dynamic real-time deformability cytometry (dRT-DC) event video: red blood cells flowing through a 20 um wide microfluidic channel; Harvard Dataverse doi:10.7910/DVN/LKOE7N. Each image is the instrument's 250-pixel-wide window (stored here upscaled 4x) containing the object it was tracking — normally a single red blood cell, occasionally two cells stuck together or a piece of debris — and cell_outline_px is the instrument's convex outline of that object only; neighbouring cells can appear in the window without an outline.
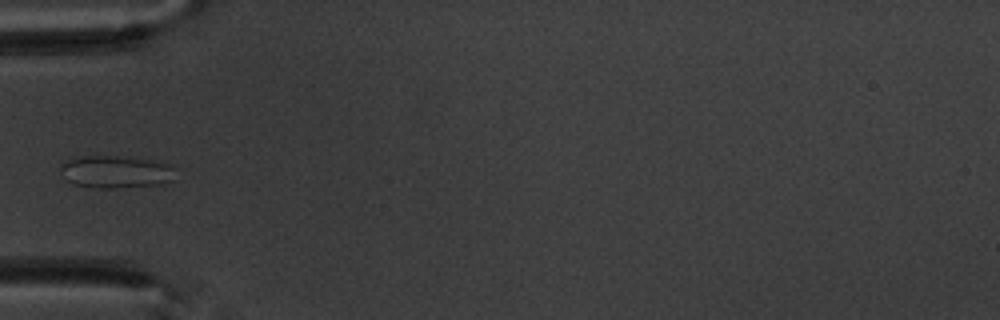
{"species": "common noctule bat (a hibernating species)", "species_latin": "Nyctalus noctula", "temperature_condition": "warm", "stored_images_in_passage": 5, "camera_frame_rate_fps": 3000, "um_per_image_px": 0.085, "animal": {"sex": "male", "body_mass_g": 20.1, "forearm_length_mm": 53.5}, "frame": {"image": 1, "passage_image": 4, "time_ms": 4.667, "image_size_px": [1000, 320], "cell_outline_px": [[172, 180], [160, 184], [112, 188], [100, 188], [72, 184], [60, 172], [60, 168], [68, 160], [84, 156], [132, 156], [152, 160], [164, 164], [172, 168]], "centroid_in_image_um": [9.8, 14.6], "position_along_channel_um": 75.2, "area_um2": 21.33}}
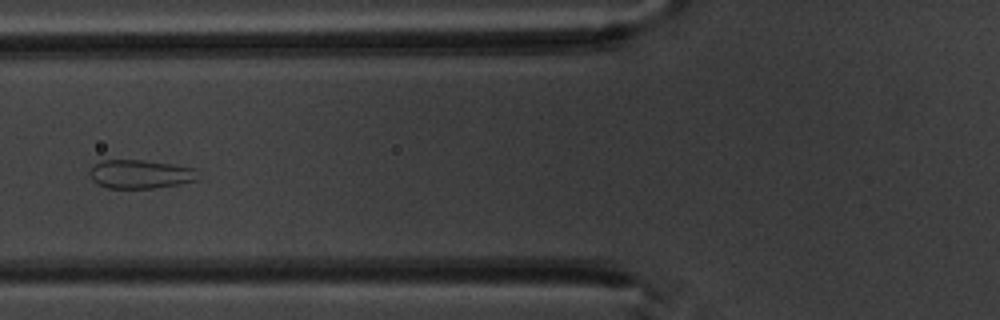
{"frame": {"image": 2, "passage_image": 5, "time_ms": 5.667, "image_size_px": [1000, 320], "cell_outline_px": [[200, 180], [180, 184], [152, 188], [108, 188], [96, 184], [92, 180], [88, 172], [100, 160], [144, 160], [192, 168]], "centroid_in_image_um": [11.88, 14.81], "position_along_channel_um": 113.9, "area_um2": 17.98}}